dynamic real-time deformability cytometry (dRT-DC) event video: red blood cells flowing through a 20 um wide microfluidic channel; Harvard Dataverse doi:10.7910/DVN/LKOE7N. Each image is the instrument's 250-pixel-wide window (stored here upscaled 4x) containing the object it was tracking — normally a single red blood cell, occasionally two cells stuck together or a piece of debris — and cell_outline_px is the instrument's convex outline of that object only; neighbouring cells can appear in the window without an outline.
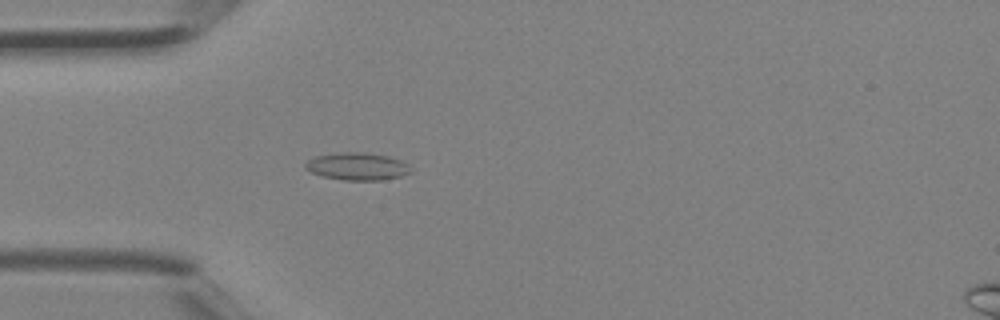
{"species": "Egyptian fruit bat (a non-hibernating species)", "species_latin": "Rousettus aegyptiacus", "temperature_condition": "room temperature", "stored_images_in_passage": 29, "camera_frame_rate_fps": 3000, "um_per_image_px": 0.085, "animal": {"sex": "female"}, "frame": {"image": 1, "passage_image": 2, "time_ms": 0.333, "image_size_px": [1000, 320], "cell_outline_px": [[412, 172], [400, 176], [380, 180], [344, 180], [320, 176], [304, 168], [304, 164], [308, 160], [316, 156], [344, 152], [360, 152], [388, 156], [400, 160], [408, 164]], "centroid_in_image_um": [30.35, 14.15], "position_along_channel_um": 54.6, "area_um2": 16.76}}
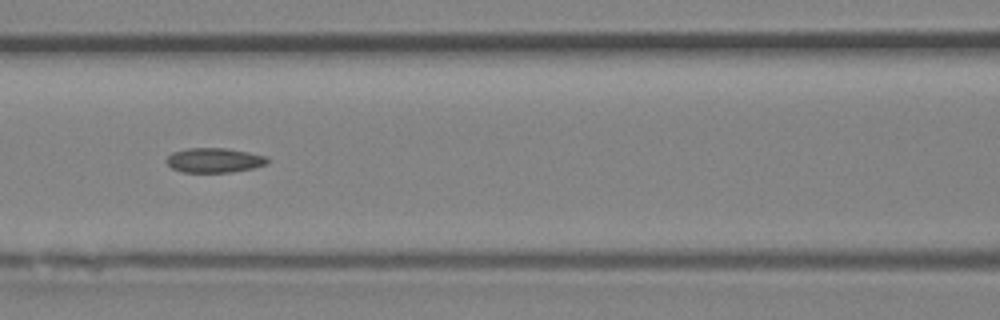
{"frame": {"image": 2, "passage_image": 8, "time_ms": 2.333, "image_size_px": [1000, 320], "cell_outline_px": [[272, 160], [264, 164], [252, 168], [232, 172], [180, 172], [172, 168], [164, 160], [172, 152], [188, 148], [228, 148], [268, 156]], "centroid_in_image_um": [18.21, 13.61], "position_along_channel_um": 148.4, "area_um2": 14.62}}
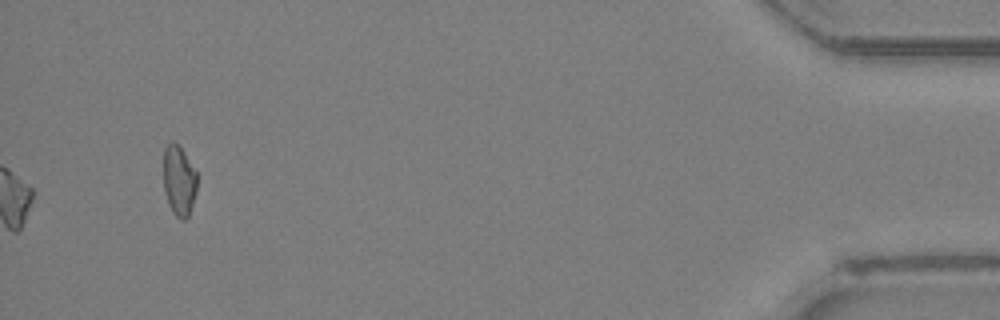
{"frame": {"image": 3, "passage_image": 29, "time_ms": 9.333, "image_size_px": [1000, 320], "cell_outline_px": [[196, 192], [188, 216], [184, 220], [180, 220], [172, 212], [168, 204], [164, 192], [164, 148], [172, 140], [184, 152], [196, 172]], "centroid_in_image_um": [15.2, 15.38], "position_along_channel_um": 420.0, "area_um2": 13.64}}